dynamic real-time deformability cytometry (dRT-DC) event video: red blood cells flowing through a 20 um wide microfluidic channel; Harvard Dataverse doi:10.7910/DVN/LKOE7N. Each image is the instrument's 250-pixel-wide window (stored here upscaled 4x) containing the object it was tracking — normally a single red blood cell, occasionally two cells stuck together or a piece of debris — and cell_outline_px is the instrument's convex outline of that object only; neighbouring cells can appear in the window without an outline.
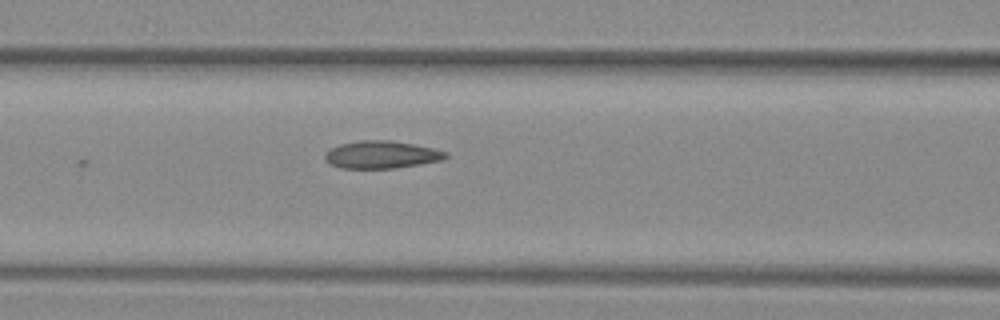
{"species": "common noctule bat (a hibernating species)", "species_latin": "Nyctalus noctula", "temperature_condition": "warm", "stored_images_in_passage": 5, "camera_frame_rate_fps": 3000, "um_per_image_px": 0.085, "animal": {"sex": "female", "body_mass_g": 29.2, "forearm_length_mm": 56.3}, "frame": {"image": 1, "passage_image": 5, "time_ms": 1.333, "image_size_px": [1000, 320], "cell_outline_px": [[448, 156], [444, 160], [396, 168], [340, 168], [332, 164], [324, 156], [332, 148], [340, 144], [360, 140], [392, 140], [432, 148], [448, 152]], "centroid_in_image_um": [32.48, 13.14], "position_along_channel_um": 134.1, "area_um2": 19.19}}